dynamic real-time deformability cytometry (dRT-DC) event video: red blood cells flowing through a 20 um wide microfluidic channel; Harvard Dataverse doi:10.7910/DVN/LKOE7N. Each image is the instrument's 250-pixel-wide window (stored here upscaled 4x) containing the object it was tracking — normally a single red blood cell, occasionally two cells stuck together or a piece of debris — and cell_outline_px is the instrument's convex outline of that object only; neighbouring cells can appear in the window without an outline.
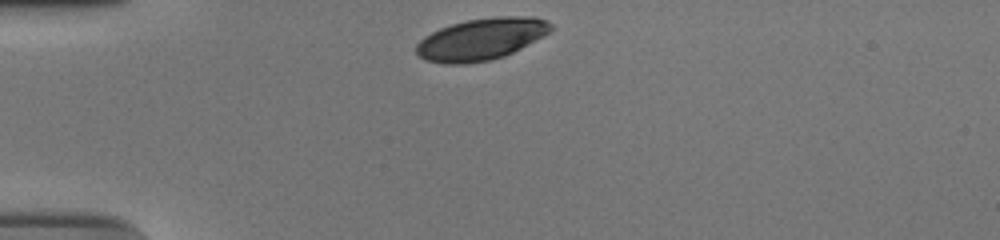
{"species": "human", "species_latin": "Homo sapiens", "temperature_condition": "cold", "stored_images_in_passage": 32, "camera_frame_rate_fps": 3000, "um_per_image_px": 0.085, "donor": {"sex": "male"}, "frame": {"image": 1, "passage_image": 1, "time_ms": 0.0, "image_size_px": [1000, 240], "cell_outline_px": [[552, 28], [544, 36], [504, 56], [492, 60], [468, 64], [444, 64], [424, 60], [416, 52], [416, 44], [424, 36], [440, 28], [452, 24], [468, 20], [496, 16], [532, 16], [544, 20], [552, 24]], "centroid_in_image_um": [40.88, 3.33], "position_along_channel_um": 44.1, "area_um2": 32.77}}
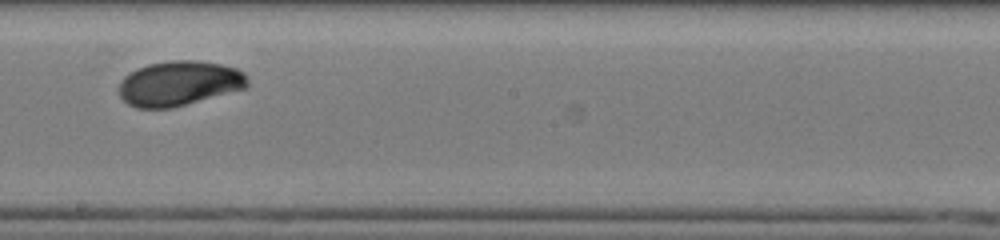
{"frame": {"image": 2, "passage_image": 19, "time_ms": 6.0, "image_size_px": [1000, 240], "cell_outline_px": [[248, 88], [172, 108], [136, 108], [128, 104], [120, 96], [120, 84], [124, 76], [136, 68], [148, 64], [172, 60], [196, 60], [220, 64], [236, 68], [244, 72], [248, 76]], "centroid_in_image_um": [15.26, 7.09], "position_along_channel_um": 232.9, "area_um2": 33.81}}
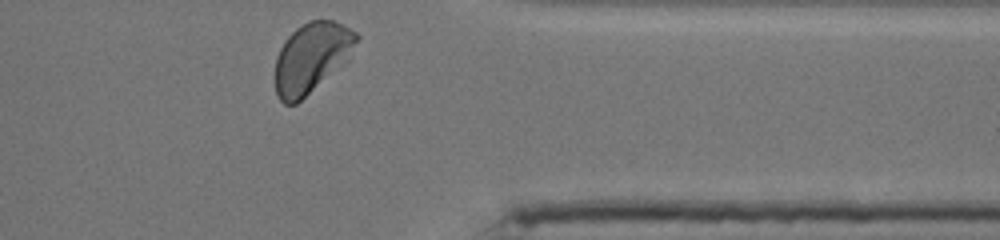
{"frame": {"image": 3, "passage_image": 32, "time_ms": 10.333, "image_size_px": [1000, 240], "cell_outline_px": [[360, 40], [348, 60], [344, 64], [296, 104], [284, 104], [276, 96], [276, 56], [280, 48], [288, 36], [296, 28], [308, 20], [332, 20], [356, 32], [360, 36]], "centroid_in_image_um": [26.5, 4.89], "position_along_channel_um": 384.9, "area_um2": 33.23}, "authors_computed_cell_mechanics": {"area_um2": 33.3795, "velocity_mm_per_s": 3.6865, "shape_relaxation_time_tau1_ms": 3.8483, "shape_relaxation_time_tau2_ms": 1.171, "deformation_change_tau1": 0.1187, "deformation_change_tau2": 0.0384}}